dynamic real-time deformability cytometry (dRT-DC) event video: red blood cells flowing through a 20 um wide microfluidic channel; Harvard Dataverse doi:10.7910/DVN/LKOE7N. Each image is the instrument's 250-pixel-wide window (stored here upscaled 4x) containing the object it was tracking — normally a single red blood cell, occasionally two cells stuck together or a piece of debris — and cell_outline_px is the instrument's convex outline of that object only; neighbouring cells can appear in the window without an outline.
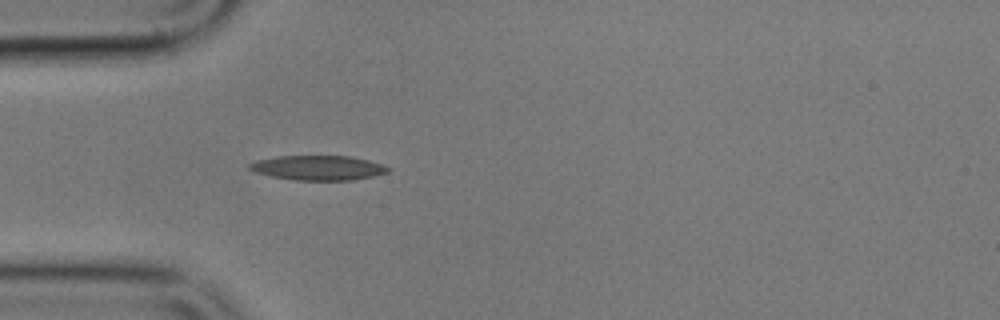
{"species": "common noctule bat (a hibernating species)", "species_latin": "Nyctalus noctula", "temperature_condition": "cold", "stored_images_in_passage": 41, "camera_frame_rate_fps": 3000, "um_per_image_px": 0.085, "animal": {"sex": "male", "body_mass_g": 17.9}, "frame": {"image": 1, "passage_image": 1, "time_ms": 0.0, "image_size_px": [1000, 320], "cell_outline_px": [[392, 168], [388, 172], [372, 176], [352, 180], [296, 180], [272, 176], [256, 172], [248, 168], [248, 164], [256, 160], [276, 156], [352, 156], [368, 160]], "centroid_in_image_um": [27.04, 14.25], "position_along_channel_um": 58.0, "area_um2": 19.83}}
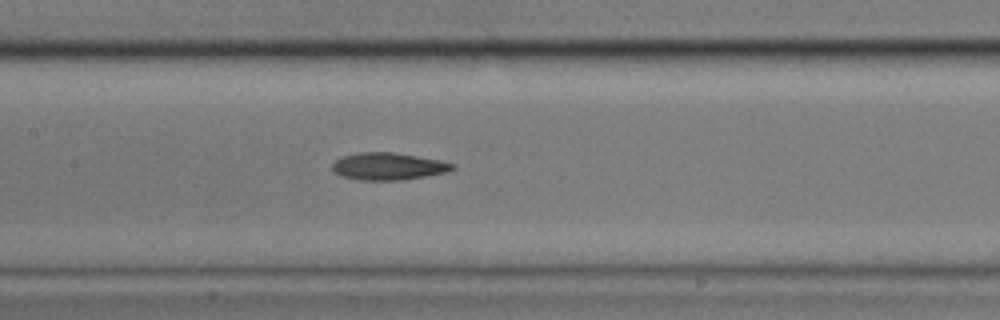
{"frame": {"image": 2, "passage_image": 11, "time_ms": 3.333, "image_size_px": [1000, 320], "cell_outline_px": [[456, 168], [444, 172], [424, 176], [400, 180], [360, 180], [340, 176], [332, 172], [332, 164], [340, 156], [360, 152], [392, 152], [440, 160], [456, 164]], "centroid_in_image_um": [32.95, 14.13], "position_along_channel_um": 174.5, "area_um2": 19.07}}
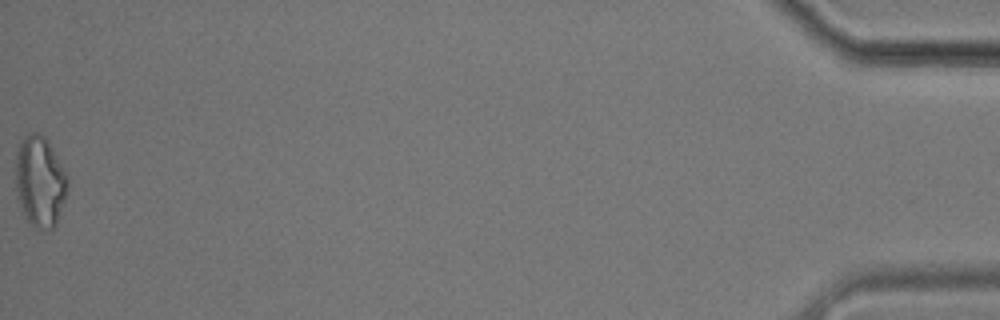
{"frame": {"image": 3, "passage_image": 41, "time_ms": 13.333, "image_size_px": [1000, 320], "cell_outline_px": [[68, 184], [64, 200], [56, 224], [52, 228], [36, 228], [24, 216], [16, 196], [16, 152], [20, 140], [28, 132], [36, 132], [44, 136], [48, 140], [68, 176]], "centroid_in_image_um": [3.38, 15.38], "position_along_channel_um": 431.8, "area_um2": 27.57}, "authors_computed_cell_mechanics": {"area_um2": 19.4786, "velocity_mm_per_s": 3.5643, "shape_relaxation_time_tau1_ms": 3.7873, "shape_relaxation_time_tau2_ms": 9.1122, "deformation_change_tau1": 0.1334, "deformation_change_tau2": 0.1889}}